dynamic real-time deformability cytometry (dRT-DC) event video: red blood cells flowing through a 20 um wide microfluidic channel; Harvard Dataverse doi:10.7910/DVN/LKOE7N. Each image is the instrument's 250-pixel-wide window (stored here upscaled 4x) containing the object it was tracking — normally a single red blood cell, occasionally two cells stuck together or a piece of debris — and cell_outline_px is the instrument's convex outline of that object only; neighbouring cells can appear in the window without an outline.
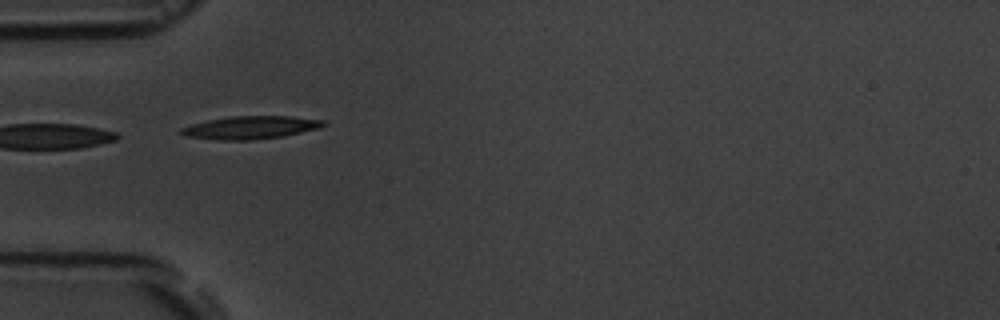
{"species": "common noctule bat (a hibernating species)", "species_latin": "Nyctalus noctula", "temperature_condition": "room temperature", "stored_images_in_passage": 17, "camera_frame_rate_fps": 3000, "um_per_image_px": 0.085, "animal": {"sex": "male", "body_mass_g": 19.5, "forearm_length_mm": 54.6}, "frame": {"image": 1, "passage_image": 6, "time_ms": 5.333, "image_size_px": [1000, 320], "cell_outline_px": [[328, 124], [320, 128], [284, 136], [248, 140], [220, 140], [188, 136], [180, 132], [180, 128], [192, 124], [208, 120], [232, 116], [292, 116], [324, 120]], "centroid_in_image_um": [21.36, 10.83], "position_along_channel_um": 63.6, "area_um2": 18.9}}
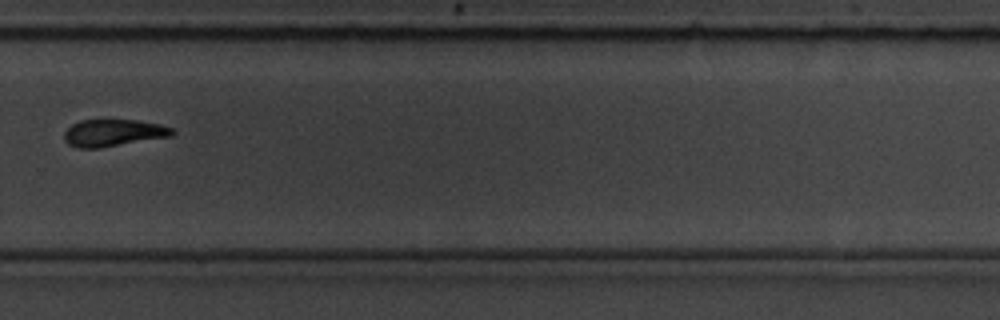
{"frame": {"image": 2, "passage_image": 12, "time_ms": 12.333, "image_size_px": [1000, 320], "cell_outline_px": [[176, 132], [172, 136], [100, 148], [76, 148], [68, 144], [64, 140], [64, 132], [72, 124], [80, 120], [136, 120], [160, 124], [172, 128]], "centroid_in_image_um": [9.63, 11.3], "position_along_channel_um": 320.2, "area_um2": 17.11}}
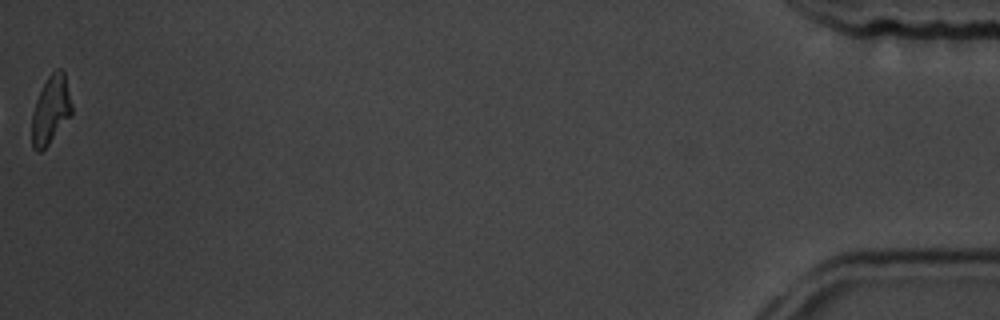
{"frame": {"image": 3, "passage_image": 17, "time_ms": 18.0, "image_size_px": [1000, 320], "cell_outline_px": [[72, 116], [48, 144], [40, 152], [36, 152], [32, 148], [32, 112], [36, 100], [48, 76], [56, 68], [60, 68], [64, 72], [72, 104]], "centroid_in_image_um": [4.32, 9.35], "position_along_channel_um": 430.9, "area_um2": 15.9}, "authors_computed_cell_mechanics": {"area_um2": 18.6116, "velocity_mm_per_s": 3.6931, "shape_relaxation_time_tau1_ms": 5.0045, "shape_relaxation_time_tau2_ms": 3.8032, "deformation_change_tau1": 0.142, "deformation_change_tau2": 0.1039}}